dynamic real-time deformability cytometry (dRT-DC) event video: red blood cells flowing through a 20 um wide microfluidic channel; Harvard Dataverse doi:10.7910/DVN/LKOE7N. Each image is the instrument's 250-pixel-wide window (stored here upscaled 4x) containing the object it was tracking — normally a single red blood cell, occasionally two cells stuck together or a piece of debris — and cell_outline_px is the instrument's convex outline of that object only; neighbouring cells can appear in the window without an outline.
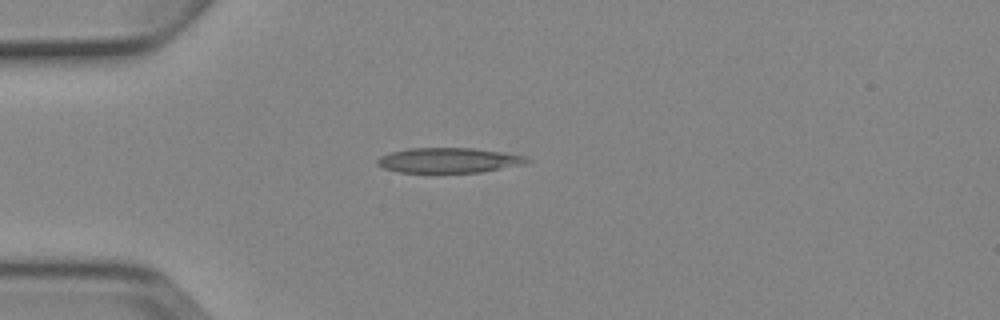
{"species": "Egyptian fruit bat (a non-hibernating species)", "species_latin": "Rousettus aegyptiacus", "temperature_condition": "cold", "stored_images_in_passage": 8, "camera_frame_rate_fps": 3000, "um_per_image_px": 0.085, "animal": {"sex": "female"}, "frame": {"image": 1, "passage_image": 4, "time_ms": 3.667, "image_size_px": [1000, 320], "cell_outline_px": [[532, 160], [528, 164], [480, 172], [400, 172], [384, 168], [376, 164], [376, 160], [380, 156], [392, 152], [408, 148], [472, 148], [500, 152], [524, 156]], "centroid_in_image_um": [38.16, 13.62], "position_along_channel_um": 46.8, "area_um2": 21.73}}
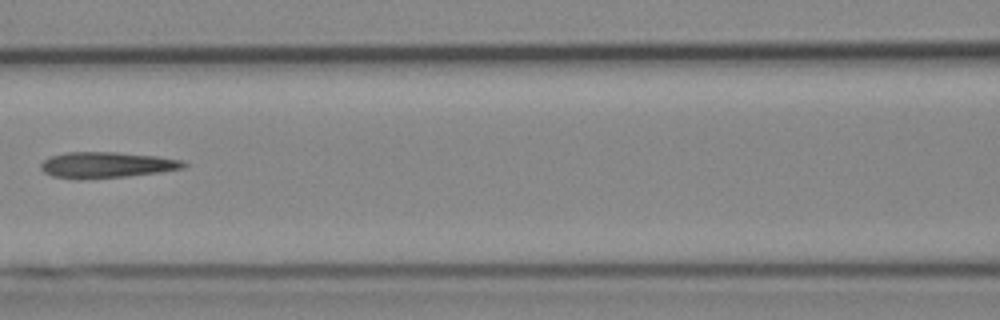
{"frame": {"image": 2, "passage_image": 7, "time_ms": 7.0, "image_size_px": [1000, 320], "cell_outline_px": [[188, 164], [184, 168], [160, 172], [128, 176], [72, 180], [52, 176], [44, 172], [40, 168], [40, 164], [44, 160], [52, 156], [68, 152], [116, 152], [156, 156], [184, 160]], "centroid_in_image_um": [9.06, 14.03], "position_along_channel_um": 157.5, "area_um2": 21.73}}
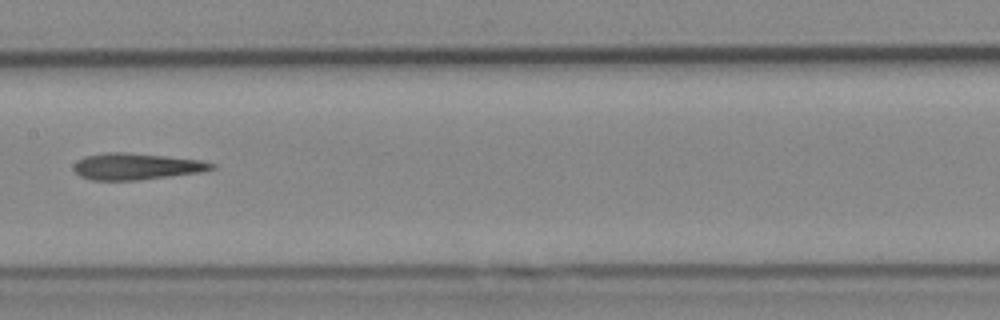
{"frame": {"image": 3, "passage_image": 8, "time_ms": 8.0, "image_size_px": [1000, 320], "cell_outline_px": [[216, 168], [204, 172], [140, 180], [92, 180], [80, 176], [72, 168], [76, 160], [84, 156], [104, 152], [124, 152], [204, 160], [216, 164]], "centroid_in_image_um": [11.61, 14.14], "position_along_channel_um": 195.8, "area_um2": 21.62}}